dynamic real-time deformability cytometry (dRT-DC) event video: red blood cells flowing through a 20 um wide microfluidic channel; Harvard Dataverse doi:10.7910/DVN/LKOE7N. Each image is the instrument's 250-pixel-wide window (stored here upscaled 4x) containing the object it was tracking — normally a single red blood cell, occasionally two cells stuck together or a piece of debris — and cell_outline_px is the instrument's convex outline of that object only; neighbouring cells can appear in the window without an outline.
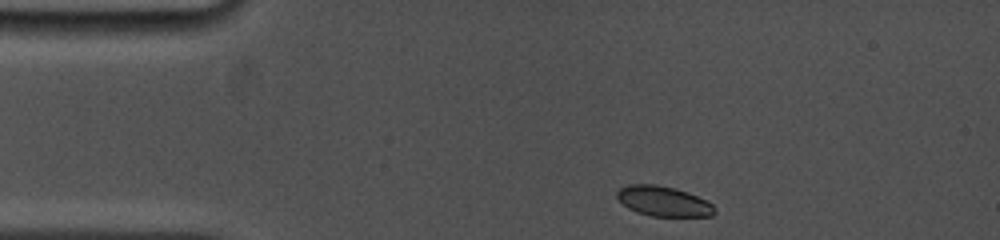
{"species": "common noctule bat (a hibernating species)", "species_latin": "Nyctalus noctula", "temperature_condition": "cold", "stored_images_in_passage": 14, "camera_frame_rate_fps": 5000, "um_per_image_px": 0.085, "animal": {"sex": "female", "body_mass_g": 19.0, "forearm_length_mm": 53.3}, "frame": {"image": 1, "passage_image": 1, "time_ms": 0.0, "image_size_px": [1000, 240], "cell_outline_px": [[716, 212], [712, 216], [652, 216], [636, 212], [628, 208], [616, 196], [616, 192], [620, 188], [628, 184], [656, 184], [676, 188], [688, 192], [712, 204], [716, 208]], "centroid_in_image_um": [56.39, 17.1], "position_along_channel_um": 28.6, "area_um2": 17.11}}
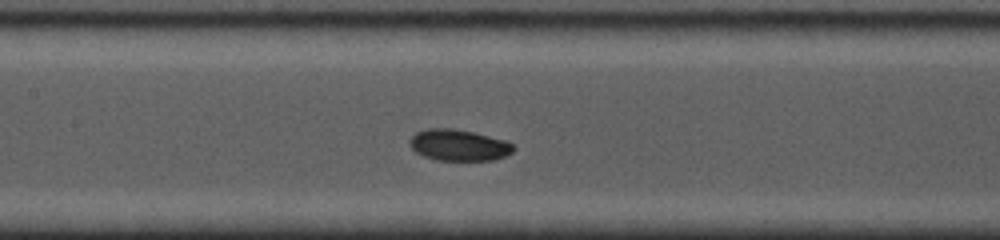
{"frame": {"image": 2, "passage_image": 7, "time_ms": 5.0, "image_size_px": [1000, 240], "cell_outline_px": [[516, 148], [512, 152], [504, 156], [492, 160], [436, 160], [424, 156], [416, 152], [408, 144], [408, 140], [416, 132], [428, 128], [452, 128], [472, 132], [508, 140]], "centroid_in_image_um": [38.99, 12.33], "position_along_channel_um": 168.4, "area_um2": 19.02}}
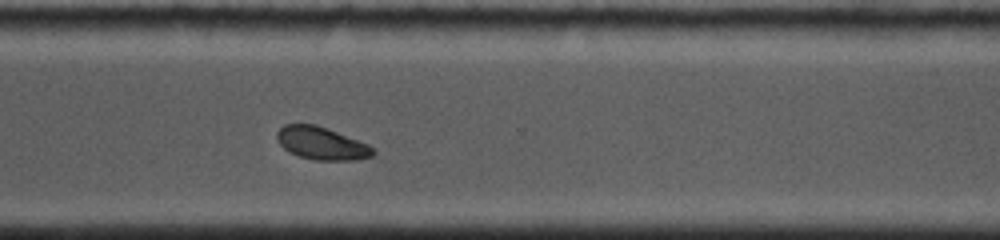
{"frame": {"image": 3, "passage_image": 14, "time_ms": 9.6, "image_size_px": [1000, 240], "cell_outline_px": [[376, 152], [372, 156], [352, 160], [316, 160], [300, 156], [288, 152], [280, 144], [276, 136], [276, 132], [284, 124], [316, 124], [368, 144]], "centroid_in_image_um": [27.3, 12.18], "position_along_channel_um": 343.3, "area_um2": 18.15}}